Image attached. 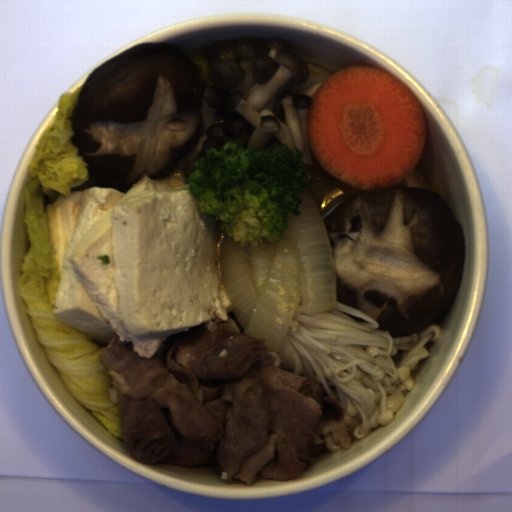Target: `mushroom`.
I'll use <instances>...</instances> for the list:
<instances>
[{"label":"mushroom","instance_id":"983e1aa8","mask_svg":"<svg viewBox=\"0 0 512 512\" xmlns=\"http://www.w3.org/2000/svg\"><path fill=\"white\" fill-rule=\"evenodd\" d=\"M323 219L336 302L366 313L392 337L420 333L445 316L463 280L466 244L451 205L436 192L367 190Z\"/></svg>","mask_w":512,"mask_h":512},{"label":"mushroom","instance_id":"81393ffc","mask_svg":"<svg viewBox=\"0 0 512 512\" xmlns=\"http://www.w3.org/2000/svg\"><path fill=\"white\" fill-rule=\"evenodd\" d=\"M206 90L200 63L168 43L133 46L90 72L69 137L86 184L126 193L145 176L161 178L200 139Z\"/></svg>","mask_w":512,"mask_h":512}]
</instances>
